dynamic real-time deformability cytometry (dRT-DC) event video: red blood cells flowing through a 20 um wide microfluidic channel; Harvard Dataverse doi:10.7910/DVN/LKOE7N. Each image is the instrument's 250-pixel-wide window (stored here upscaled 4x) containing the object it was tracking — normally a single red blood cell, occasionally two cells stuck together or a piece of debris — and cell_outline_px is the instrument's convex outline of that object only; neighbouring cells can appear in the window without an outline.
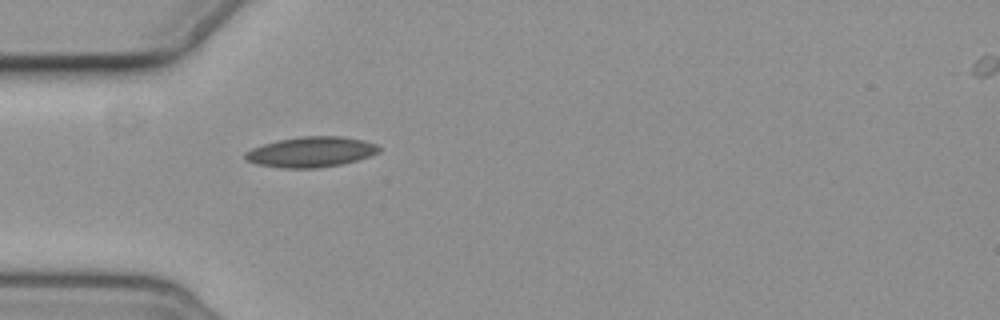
{"species": "common noctule bat (a hibernating species)", "species_latin": "Nyctalus noctula", "temperature_condition": "cold", "stored_images_in_passage": 1, "camera_frame_rate_fps": 3000, "um_per_image_px": 0.085, "animal": {"sex": "female", "body_mass_g": 19.3, "forearm_length_mm": 54.1}, "frame": {"image": 1, "passage_image": 1, "time_ms": 0.0, "image_size_px": [1000, 320], "cell_outline_px": [[380, 152], [372, 156], [344, 164], [316, 168], [284, 168], [256, 164], [244, 160], [244, 152], [252, 148], [264, 144], [280, 140], [300, 136], [340, 136], [364, 140], [376, 144], [380, 148]], "centroid_in_image_um": [26.46, 12.92], "position_along_channel_um": 58.5, "area_um2": 23.87}}